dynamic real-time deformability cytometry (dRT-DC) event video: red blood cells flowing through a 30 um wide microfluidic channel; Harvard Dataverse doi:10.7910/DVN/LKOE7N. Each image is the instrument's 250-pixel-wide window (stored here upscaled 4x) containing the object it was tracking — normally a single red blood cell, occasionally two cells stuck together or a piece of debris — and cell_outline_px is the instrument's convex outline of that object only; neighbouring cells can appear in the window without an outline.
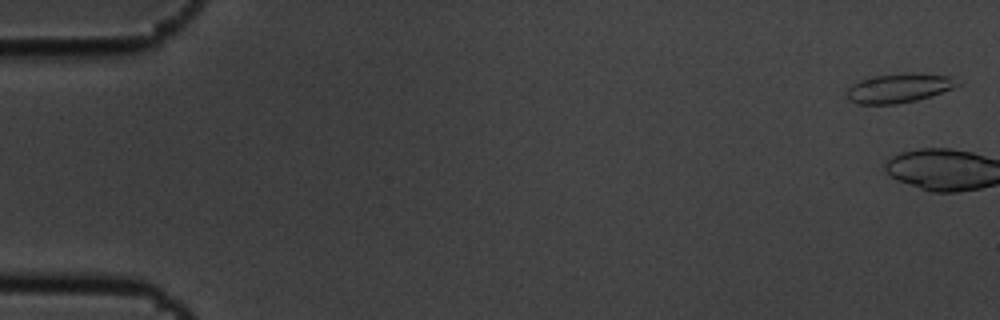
{"species": "common noctule bat (a hibernating species)", "species_latin": "Nyctalus noctula", "temperature_condition": "cold", "stored_images_in_passage": 5, "camera_frame_rate_fps": 3000, "um_per_image_px": 0.085, "animal": {"sex": "male", "body_mass_g": 19.5, "forearm_length_mm": 54.6}, "frame": {"image": 1, "passage_image": 1, "time_ms": 0.0, "image_size_px": [1000, 320], "cell_outline_px": [[960, 84], [952, 88], [916, 100], [896, 104], [856, 104], [848, 100], [848, 88], [852, 84], [860, 80], [876, 76], [912, 72], [948, 76]], "centroid_in_image_um": [76.35, 7.49], "position_along_channel_um": 8.6, "area_um2": 18.44}}